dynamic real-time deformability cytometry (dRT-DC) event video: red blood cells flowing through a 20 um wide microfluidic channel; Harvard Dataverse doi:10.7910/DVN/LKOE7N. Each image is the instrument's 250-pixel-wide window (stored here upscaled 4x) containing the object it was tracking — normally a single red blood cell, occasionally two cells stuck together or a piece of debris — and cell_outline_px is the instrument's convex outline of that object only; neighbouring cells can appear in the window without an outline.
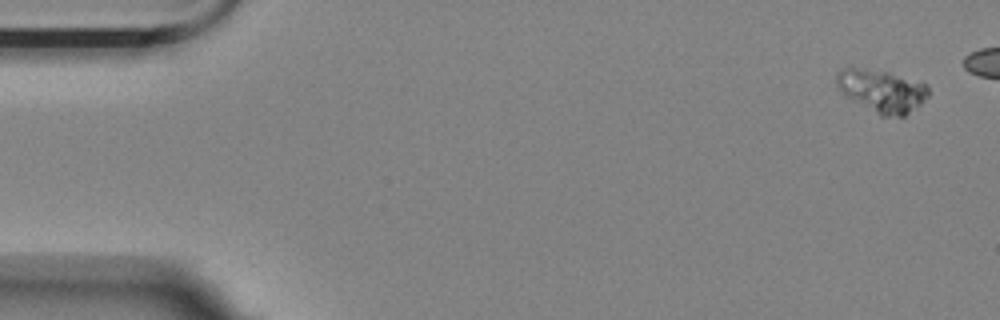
{"species": "Egyptian fruit bat (a non-hibernating species)", "species_latin": "Rousettus aegyptiacus", "temperature_condition": "room temperature", "stored_images_in_passage": 3, "camera_frame_rate_fps": 3000, "um_per_image_px": 0.085, "animal": {"sex": "female"}, "frame": {"image": 1, "passage_image": 1, "time_ms": 0.0, "image_size_px": [1000, 320], "cell_outline_px": [[928, 96], [920, 104], [904, 116], [880, 116], [852, 100], [840, 92], [836, 84], [836, 72], [840, 68], [852, 64], [888, 72], [928, 84]], "centroid_in_image_um": [74.88, 7.67], "position_along_channel_um": 10.1, "area_um2": 23.35}}